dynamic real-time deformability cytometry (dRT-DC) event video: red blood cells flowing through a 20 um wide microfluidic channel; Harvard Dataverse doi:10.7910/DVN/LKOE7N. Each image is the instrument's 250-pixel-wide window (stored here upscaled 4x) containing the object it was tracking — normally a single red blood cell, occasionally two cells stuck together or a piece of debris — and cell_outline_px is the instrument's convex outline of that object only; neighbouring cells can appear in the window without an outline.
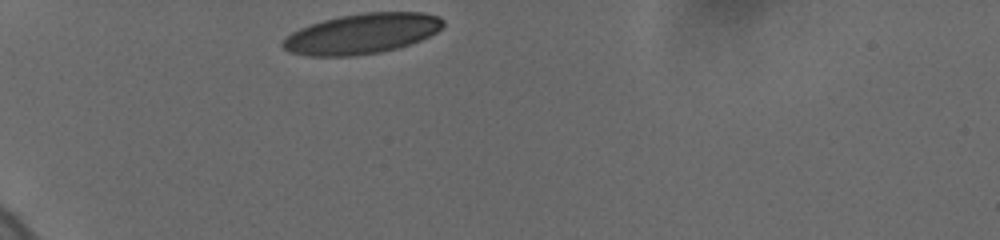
{"species": "human", "species_latin": "Homo sapiens", "temperature_condition": "cold", "stored_images_in_passage": 15, "camera_frame_rate_fps": 3000, "um_per_image_px": 0.085, "donor": {"sex": "female"}, "frame": {"image": 1, "passage_image": 1, "time_ms": 0.0, "image_size_px": [1000, 240], "cell_outline_px": [[444, 28], [420, 40], [396, 48], [380, 52], [356, 56], [308, 56], [288, 52], [280, 44], [280, 40], [284, 36], [300, 28], [324, 20], [340, 16], [364, 12], [424, 12], [440, 16], [444, 20]], "centroid_in_image_um": [30.75, 2.86], "position_along_channel_um": 54.3, "area_um2": 37.86}}
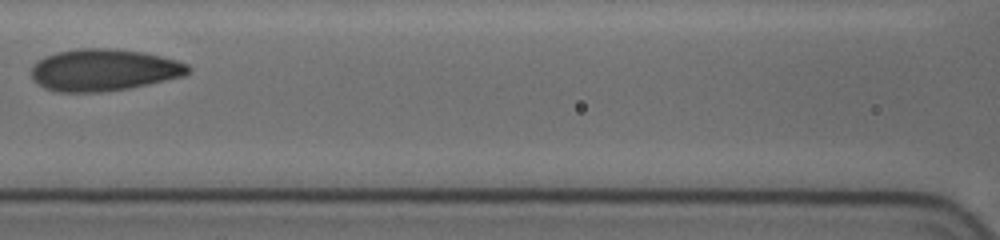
{"frame": {"image": 2, "passage_image": 11, "time_ms": 3.667, "image_size_px": [1000, 240], "cell_outline_px": [[192, 68], [184, 76], [128, 88], [100, 92], [56, 92], [44, 88], [36, 84], [32, 80], [28, 72], [32, 64], [44, 56], [56, 52], [76, 48], [116, 48], [144, 52], [176, 60], [188, 64]], "centroid_in_image_um": [8.74, 5.94], "position_along_channel_um": 157.9, "area_um2": 38.84}}
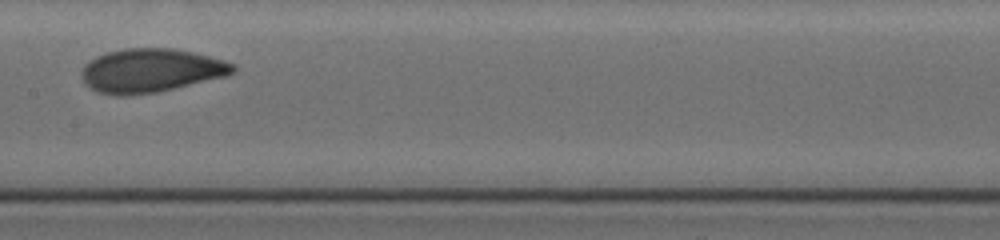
{"frame": {"image": 3, "passage_image": 13, "time_ms": 4.667, "image_size_px": [1000, 240], "cell_outline_px": [[236, 72], [228, 76], [156, 92], [100, 92], [92, 88], [84, 80], [84, 64], [96, 56], [104, 52], [124, 48], [168, 48], [192, 52], [224, 60], [236, 64]], "centroid_in_image_um": [12.93, 5.94], "position_along_channel_um": 194.5, "area_um2": 37.45}}